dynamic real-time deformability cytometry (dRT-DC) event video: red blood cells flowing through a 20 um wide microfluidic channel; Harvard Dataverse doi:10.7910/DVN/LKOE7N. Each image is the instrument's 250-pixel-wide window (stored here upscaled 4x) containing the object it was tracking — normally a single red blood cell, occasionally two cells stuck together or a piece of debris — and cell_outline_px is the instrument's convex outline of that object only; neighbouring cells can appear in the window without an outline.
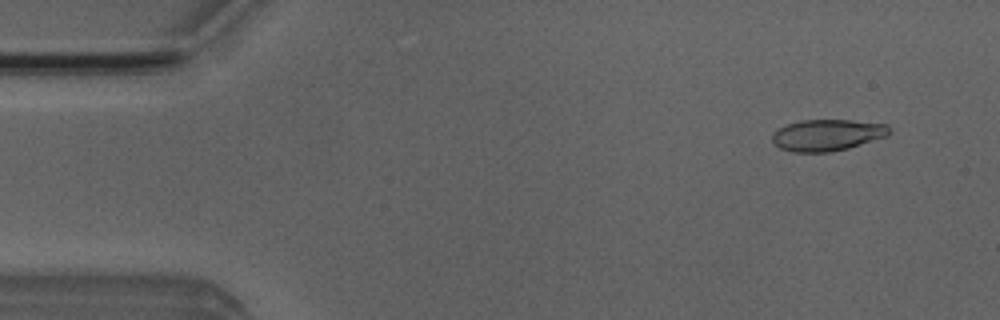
{"species": "Egyptian fruit bat (a non-hibernating species)", "species_latin": "Rousettus aegyptiacus", "temperature_condition": "room temperature", "stored_images_in_passage": 4, "camera_frame_rate_fps": 3000, "um_per_image_px": 0.085, "animal": {"sex": "male"}, "frame": {"image": 1, "passage_image": 2, "time_ms": 1.0, "image_size_px": [1000, 320], "cell_outline_px": [[888, 136], [848, 148], [828, 152], [792, 152], [780, 148], [772, 140], [772, 132], [776, 128], [800, 120], [852, 120], [888, 124]], "centroid_in_image_um": [70.28, 11.47], "position_along_channel_um": 14.7, "area_um2": 21.5}}